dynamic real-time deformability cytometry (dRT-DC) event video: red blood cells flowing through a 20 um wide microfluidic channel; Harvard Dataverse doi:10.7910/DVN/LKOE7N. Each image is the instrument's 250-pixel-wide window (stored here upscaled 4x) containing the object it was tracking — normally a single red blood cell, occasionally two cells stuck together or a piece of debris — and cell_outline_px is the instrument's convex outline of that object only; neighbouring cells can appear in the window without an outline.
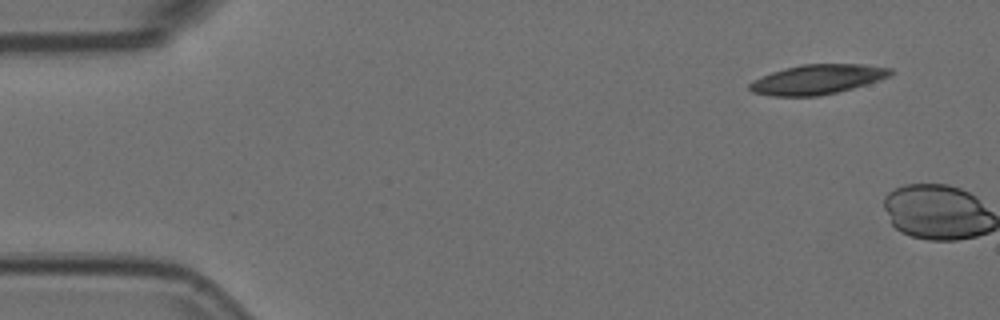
{"species": "Egyptian fruit bat (a non-hibernating species)", "species_latin": "Rousettus aegyptiacus", "temperature_condition": "room temperature", "stored_images_in_passage": 2, "camera_frame_rate_fps": 3000, "um_per_image_px": 0.085, "animal": {"sex": "female"}, "frame": {"image": 1, "passage_image": 1, "time_ms": 0.0, "image_size_px": [1000, 320], "cell_outline_px": [[892, 72], [888, 76], [880, 80], [852, 88], [820, 96], [772, 96], [752, 92], [748, 88], [748, 84], [752, 80], [772, 72], [804, 64], [864, 64], [892, 68]], "centroid_in_image_um": [69.46, 6.75], "position_along_channel_um": 15.5, "area_um2": 24.22}}